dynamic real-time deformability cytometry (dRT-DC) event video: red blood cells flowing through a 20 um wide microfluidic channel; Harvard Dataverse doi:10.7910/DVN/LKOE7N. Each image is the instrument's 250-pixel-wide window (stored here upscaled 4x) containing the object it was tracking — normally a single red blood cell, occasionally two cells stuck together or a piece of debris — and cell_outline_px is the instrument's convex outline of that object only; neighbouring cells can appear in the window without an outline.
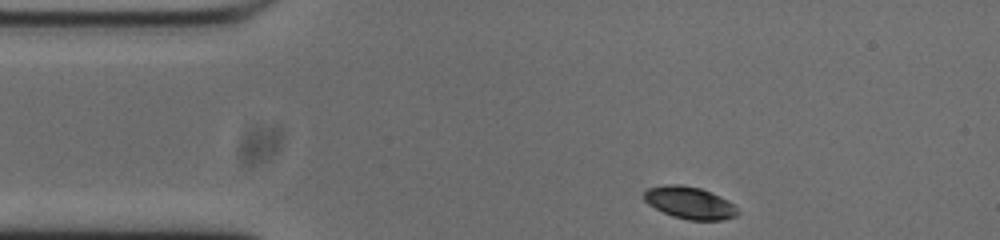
{"species": "common noctule bat (a hibernating species)", "species_latin": "Nyctalus noctula", "temperature_condition": "cold", "stored_images_in_passage": 48, "segment_of_instrument_passage": [1, 2], "camera_frame_rate_fps": 3000, "um_per_image_px": 0.085, "animal": {"sex": "male", "body_mass_g": 20.0, "forearm_length_mm": 53.3}, "frame": {"image": 1, "passage_image": 1, "time_ms": 0.0, "image_size_px": [1000, 240], "cell_outline_px": [[740, 212], [736, 216], [720, 220], [688, 220], [672, 216], [648, 204], [644, 200], [644, 192], [648, 188], [668, 184], [680, 184], [700, 188], [720, 196], [728, 200]], "centroid_in_image_um": [58.62, 17.23], "position_along_channel_um": 26.4, "area_um2": 17.46}}
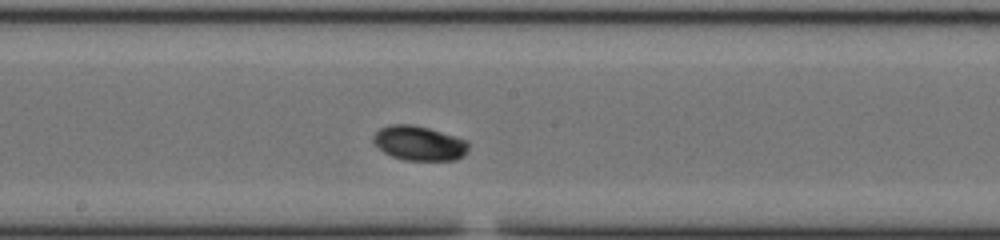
{"frame": {"image": 2, "passage_image": 20, "time_ms": 6.333, "image_size_px": [1000, 240], "cell_outline_px": [[468, 152], [464, 156], [456, 160], [404, 160], [392, 156], [384, 152], [372, 140], [372, 136], [380, 128], [388, 124], [412, 124], [428, 128], [468, 140]], "centroid_in_image_um": [35.64, 12.17], "position_along_channel_um": 212.6, "area_um2": 19.25}}
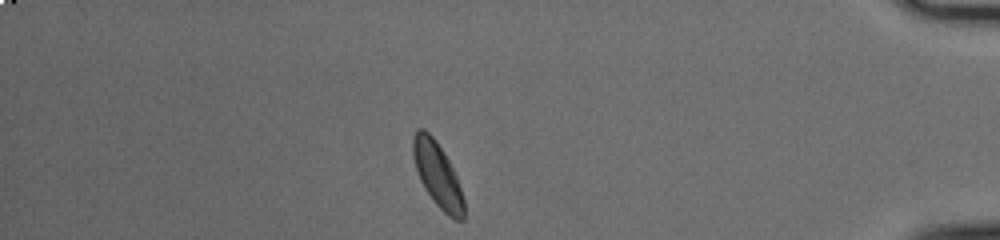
{"frame": {"image": 3, "passage_image": 39, "time_ms": 12.667, "image_size_px": [1000, 240], "cell_outline_px": [[464, 220], [456, 220], [448, 216], [436, 204], [424, 188], [420, 180], [412, 156], [412, 136], [416, 128], [424, 128], [436, 140], [444, 152], [456, 176], [464, 200]], "centroid_in_image_um": [37.16, 14.82], "position_along_channel_um": 398.0, "area_um2": 19.19}}